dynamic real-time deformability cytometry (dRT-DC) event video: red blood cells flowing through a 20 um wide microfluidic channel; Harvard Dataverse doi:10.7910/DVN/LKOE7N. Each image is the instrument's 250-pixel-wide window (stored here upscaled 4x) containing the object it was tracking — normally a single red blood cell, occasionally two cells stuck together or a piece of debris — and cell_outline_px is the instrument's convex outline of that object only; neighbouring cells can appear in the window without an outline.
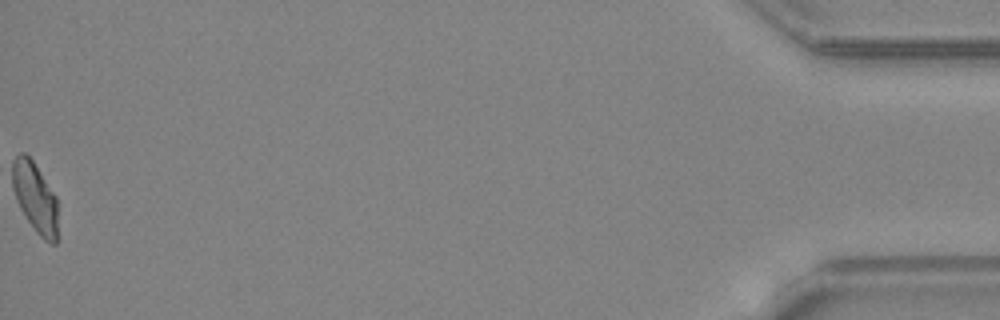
{"species": "common noctule bat (a hibernating species)", "species_latin": "Nyctalus noctula", "temperature_condition": "warm", "stored_images_in_passage": 44, "camera_frame_rate_fps": 3000, "um_per_image_px": 0.085, "animal": {"sex": "female", "body_mass_g": 24.6, "forearm_length_mm": 56.2}, "frame": {"image": 1, "passage_image": 44, "time_ms": 14.333, "image_size_px": [1000, 320], "cell_outline_px": [[56, 244], [52, 244], [44, 240], [36, 232], [20, 208], [12, 188], [12, 160], [20, 152], [24, 152], [32, 160], [56, 196]], "centroid_in_image_um": [2.95, 16.75], "position_along_channel_um": 432.2, "area_um2": 18.26}, "authors_computed_cell_mechanics": {"area_um2": 20.0855, "velocity_mm_per_s": 4.3795, "shape_relaxation_time_tau1_ms": 6.7171, "shape_relaxation_time_tau2_ms": 3.1099, "deformation_change_tau1": 0.1957, "deformation_change_tau2": 0.107}}